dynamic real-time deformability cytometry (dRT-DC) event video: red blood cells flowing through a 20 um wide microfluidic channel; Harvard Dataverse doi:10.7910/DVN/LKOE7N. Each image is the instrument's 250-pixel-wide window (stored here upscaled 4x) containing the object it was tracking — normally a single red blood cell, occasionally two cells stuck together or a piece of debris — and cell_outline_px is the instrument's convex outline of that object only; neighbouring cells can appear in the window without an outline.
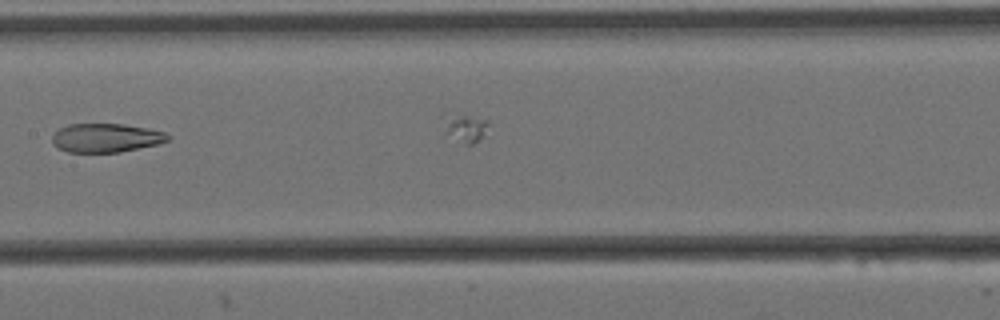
{"species": "Egyptian fruit bat (a non-hibernating species)", "species_latin": "Rousettus aegyptiacus", "temperature_condition": "cold", "stored_images_in_passage": 8, "camera_frame_rate_fps": 3000, "um_per_image_px": 0.085, "animal": {"sex": "female"}, "frame": {"image": 1, "passage_image": 8, "time_ms": 2.333, "image_size_px": [1000, 320], "cell_outline_px": [[172, 136], [168, 140], [156, 144], [120, 152], [68, 152], [56, 148], [52, 144], [52, 136], [60, 128], [68, 124], [124, 124], [148, 128], [164, 132]], "centroid_in_image_um": [8.98, 11.72], "position_along_channel_um": 198.4, "area_um2": 19.42}}